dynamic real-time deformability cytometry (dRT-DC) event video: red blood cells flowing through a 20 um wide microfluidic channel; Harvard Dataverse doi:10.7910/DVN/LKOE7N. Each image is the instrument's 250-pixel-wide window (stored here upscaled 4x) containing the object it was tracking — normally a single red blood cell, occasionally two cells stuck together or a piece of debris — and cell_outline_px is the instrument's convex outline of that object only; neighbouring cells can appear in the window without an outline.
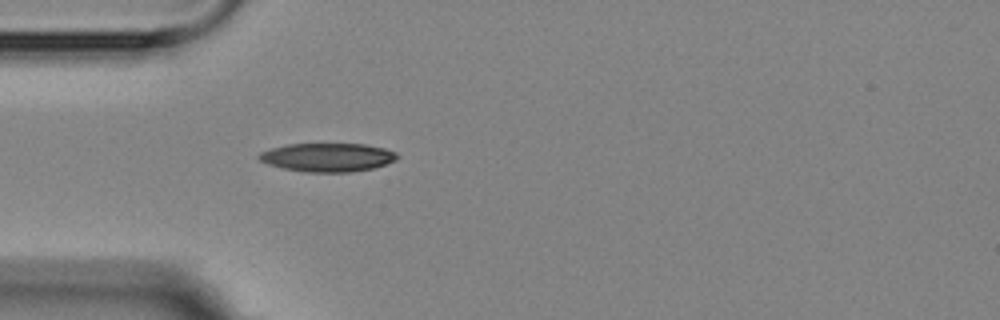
{"species": "Egyptian fruit bat (a non-hibernating species)", "species_latin": "Rousettus aegyptiacus", "temperature_condition": "room temperature", "stored_images_in_passage": 2, "camera_frame_rate_fps": 3000, "um_per_image_px": 0.085, "animal": {"sex": "female"}, "frame": {"image": 1, "passage_image": 1, "time_ms": 0.0, "image_size_px": [1000, 320], "cell_outline_px": [[400, 156], [396, 160], [372, 168], [352, 172], [304, 172], [284, 168], [268, 164], [260, 160], [256, 156], [260, 152], [272, 148], [288, 144], [364, 144], [384, 148], [396, 152]], "centroid_in_image_um": [27.85, 13.37], "position_along_channel_um": 57.2, "area_um2": 22.95}}